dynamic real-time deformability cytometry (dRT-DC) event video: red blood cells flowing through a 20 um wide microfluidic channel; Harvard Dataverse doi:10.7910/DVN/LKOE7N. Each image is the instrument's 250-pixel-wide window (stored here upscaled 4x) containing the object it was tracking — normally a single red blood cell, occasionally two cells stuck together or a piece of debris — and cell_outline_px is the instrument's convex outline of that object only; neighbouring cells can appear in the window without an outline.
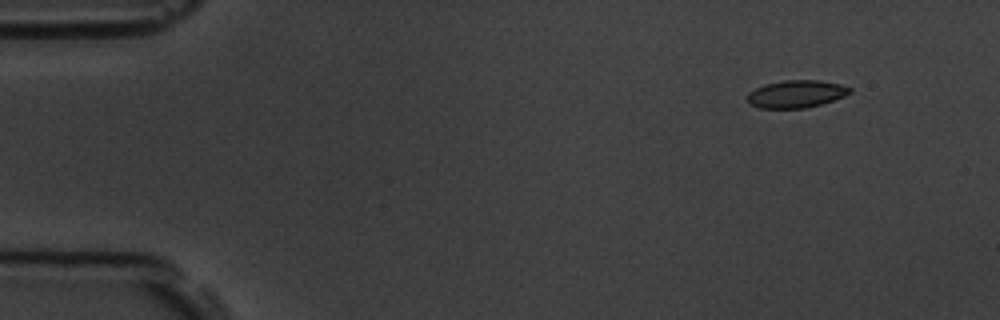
{"species": "common noctule bat (a hibernating species)", "species_latin": "Nyctalus noctula", "temperature_condition": "room temperature", "stored_images_in_passage": 3, "camera_frame_rate_fps": 3000, "um_per_image_px": 0.085, "animal": {"sex": "male", "body_mass_g": 19.5, "forearm_length_mm": 54.6}, "frame": {"image": 1, "passage_image": 1, "time_ms": 0.0, "image_size_px": [1000, 320], "cell_outline_px": [[852, 92], [844, 96], [820, 104], [804, 108], [760, 108], [748, 104], [748, 92], [764, 84], [784, 80], [820, 80], [840, 84], [852, 88]], "centroid_in_image_um": [67.66, 7.98], "position_along_channel_um": 17.3, "area_um2": 16.42}}